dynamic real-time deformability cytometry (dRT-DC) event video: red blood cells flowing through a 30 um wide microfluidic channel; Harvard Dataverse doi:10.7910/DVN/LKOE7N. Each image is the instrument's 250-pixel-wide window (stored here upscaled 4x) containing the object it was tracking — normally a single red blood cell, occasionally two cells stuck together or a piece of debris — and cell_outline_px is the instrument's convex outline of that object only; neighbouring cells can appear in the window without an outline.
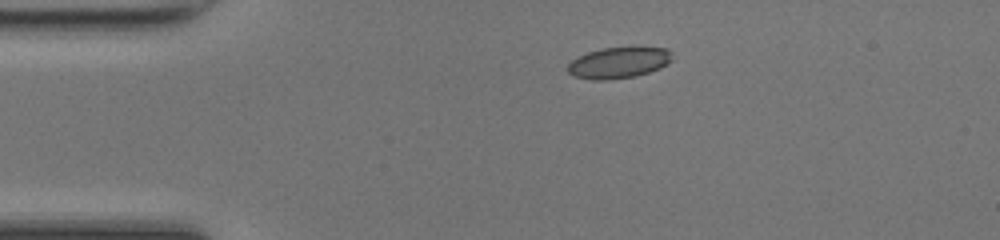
{"species": "common noctule bat (a hibernating species)", "species_latin": "Nyctalus noctula", "temperature_condition": "room temperature", "stored_images_in_passage": 10, "camera_frame_rate_fps": 3000, "um_per_image_px": 0.085, "animal": {"sex": "female", "body_mass_g": 17.0, "forearm_length_mm": 48.0}, "frame": {"image": 1, "passage_image": 10, "time_ms": 3.0, "image_size_px": [1000, 240], "cell_outline_px": [[672, 60], [668, 64], [660, 68], [636, 76], [608, 80], [592, 80], [572, 76], [564, 68], [572, 60], [588, 52], [600, 48], [668, 48]], "centroid_in_image_um": [52.53, 5.35], "position_along_channel_um": 32.5, "area_um2": 18.9}}